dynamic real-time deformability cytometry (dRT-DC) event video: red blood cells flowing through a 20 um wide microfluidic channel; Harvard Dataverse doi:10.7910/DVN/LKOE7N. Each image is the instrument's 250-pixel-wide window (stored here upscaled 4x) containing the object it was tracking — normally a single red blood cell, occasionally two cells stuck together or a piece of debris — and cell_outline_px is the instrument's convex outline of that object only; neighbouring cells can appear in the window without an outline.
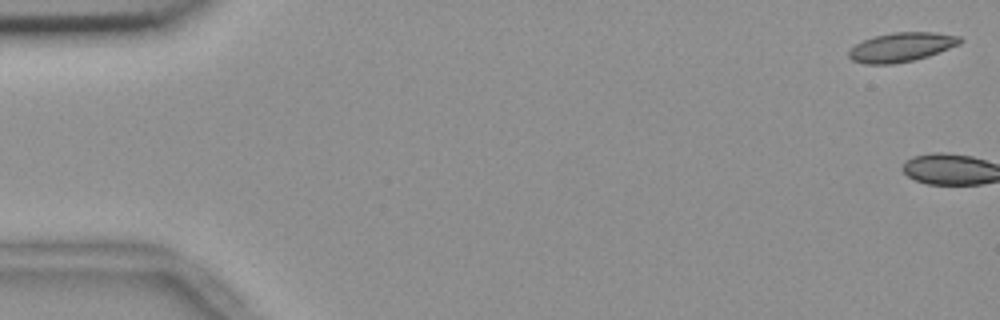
{"species": "common noctule bat (a hibernating species)", "species_latin": "Nyctalus noctula", "temperature_condition": "room temperature", "stored_images_in_passage": 6, "camera_frame_rate_fps": 3000, "um_per_image_px": 0.085, "animal": {"sex": "female", "body_mass_g": 18.4}, "frame": {"image": 1, "passage_image": 1, "time_ms": 0.0, "image_size_px": [1000, 320], "cell_outline_px": [[964, 40], [960, 44], [928, 56], [912, 60], [892, 64], [864, 64], [852, 60], [848, 56], [848, 52], [856, 44], [864, 40], [876, 36], [892, 32], [936, 32], [960, 36]], "centroid_in_image_um": [76.64, 4.0], "position_along_channel_um": 8.4, "area_um2": 18.84}}